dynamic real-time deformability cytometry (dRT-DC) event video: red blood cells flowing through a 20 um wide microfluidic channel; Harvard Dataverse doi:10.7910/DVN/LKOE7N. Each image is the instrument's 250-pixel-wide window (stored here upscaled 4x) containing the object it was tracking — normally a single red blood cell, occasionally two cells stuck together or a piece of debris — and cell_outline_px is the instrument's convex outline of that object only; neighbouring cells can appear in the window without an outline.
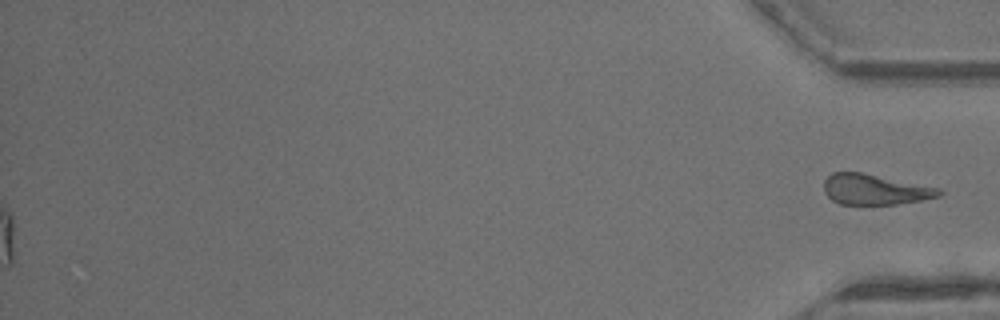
{"species": "common noctule bat (a hibernating species)", "species_latin": "Nyctalus noctula", "temperature_condition": "warm", "stored_images_in_passage": 43, "segment_of_instrument_passage": [2, 2], "camera_frame_rate_fps": 3000, "um_per_image_px": 0.085, "animal": {"sex": "male", "body_mass_g": 13.3}, "frame": {"image": 1, "passage_image": 43, "time_ms": 14.0, "image_size_px": [1000, 320], "cell_outline_px": [[944, 192], [940, 196], [924, 200], [896, 204], [840, 204], [832, 200], [824, 192], [824, 180], [832, 172], [860, 172], [940, 188]], "centroid_in_image_um": [74.37, 16.11], "position_along_channel_um": 360.8, "area_um2": 20.4}}